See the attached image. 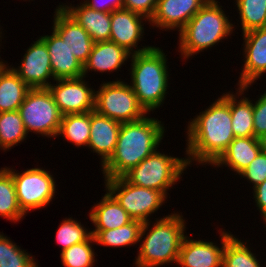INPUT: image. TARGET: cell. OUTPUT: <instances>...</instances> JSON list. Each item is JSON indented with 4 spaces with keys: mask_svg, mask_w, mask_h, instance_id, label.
<instances>
[{
    "mask_svg": "<svg viewBox=\"0 0 266 267\" xmlns=\"http://www.w3.org/2000/svg\"><path fill=\"white\" fill-rule=\"evenodd\" d=\"M239 176L252 183V189L261 184L266 179V151L262 150Z\"/></svg>",
    "mask_w": 266,
    "mask_h": 267,
    "instance_id": "35",
    "label": "cell"
},
{
    "mask_svg": "<svg viewBox=\"0 0 266 267\" xmlns=\"http://www.w3.org/2000/svg\"><path fill=\"white\" fill-rule=\"evenodd\" d=\"M243 37V68L239 73L237 87L256 83L266 73V27L241 35Z\"/></svg>",
    "mask_w": 266,
    "mask_h": 267,
    "instance_id": "15",
    "label": "cell"
},
{
    "mask_svg": "<svg viewBox=\"0 0 266 267\" xmlns=\"http://www.w3.org/2000/svg\"><path fill=\"white\" fill-rule=\"evenodd\" d=\"M0 30H1V31H0V42L2 43V39H3L2 36H4V35H2V34H3V33H2V30H3V29H2V27H1V25H0ZM1 43H0V47H1Z\"/></svg>",
    "mask_w": 266,
    "mask_h": 267,
    "instance_id": "42",
    "label": "cell"
},
{
    "mask_svg": "<svg viewBox=\"0 0 266 267\" xmlns=\"http://www.w3.org/2000/svg\"><path fill=\"white\" fill-rule=\"evenodd\" d=\"M143 222L132 220L127 225L110 230H92L96 244L102 247L121 248L138 245Z\"/></svg>",
    "mask_w": 266,
    "mask_h": 267,
    "instance_id": "26",
    "label": "cell"
},
{
    "mask_svg": "<svg viewBox=\"0 0 266 267\" xmlns=\"http://www.w3.org/2000/svg\"><path fill=\"white\" fill-rule=\"evenodd\" d=\"M259 138L235 137L212 167H229L239 175L262 151Z\"/></svg>",
    "mask_w": 266,
    "mask_h": 267,
    "instance_id": "22",
    "label": "cell"
},
{
    "mask_svg": "<svg viewBox=\"0 0 266 267\" xmlns=\"http://www.w3.org/2000/svg\"><path fill=\"white\" fill-rule=\"evenodd\" d=\"M257 99L253 103V128L254 137L259 138L266 133V91Z\"/></svg>",
    "mask_w": 266,
    "mask_h": 267,
    "instance_id": "36",
    "label": "cell"
},
{
    "mask_svg": "<svg viewBox=\"0 0 266 267\" xmlns=\"http://www.w3.org/2000/svg\"><path fill=\"white\" fill-rule=\"evenodd\" d=\"M26 49L20 66L11 68L31 88H48L55 80L46 44L38 37ZM52 80V82L50 80Z\"/></svg>",
    "mask_w": 266,
    "mask_h": 267,
    "instance_id": "13",
    "label": "cell"
},
{
    "mask_svg": "<svg viewBox=\"0 0 266 267\" xmlns=\"http://www.w3.org/2000/svg\"><path fill=\"white\" fill-rule=\"evenodd\" d=\"M59 5L88 32L94 42L110 41L111 13L90 9L81 2Z\"/></svg>",
    "mask_w": 266,
    "mask_h": 267,
    "instance_id": "21",
    "label": "cell"
},
{
    "mask_svg": "<svg viewBox=\"0 0 266 267\" xmlns=\"http://www.w3.org/2000/svg\"><path fill=\"white\" fill-rule=\"evenodd\" d=\"M50 35L39 38L46 44L51 61L54 79L80 78L83 76V65L67 47L66 41L52 29Z\"/></svg>",
    "mask_w": 266,
    "mask_h": 267,
    "instance_id": "19",
    "label": "cell"
},
{
    "mask_svg": "<svg viewBox=\"0 0 266 267\" xmlns=\"http://www.w3.org/2000/svg\"><path fill=\"white\" fill-rule=\"evenodd\" d=\"M104 188L120 204L133 220L150 221L152 214L167 203L161 192L128 183L123 177L104 178Z\"/></svg>",
    "mask_w": 266,
    "mask_h": 267,
    "instance_id": "9",
    "label": "cell"
},
{
    "mask_svg": "<svg viewBox=\"0 0 266 267\" xmlns=\"http://www.w3.org/2000/svg\"><path fill=\"white\" fill-rule=\"evenodd\" d=\"M28 134L19 111L0 112V150L9 151L24 142Z\"/></svg>",
    "mask_w": 266,
    "mask_h": 267,
    "instance_id": "30",
    "label": "cell"
},
{
    "mask_svg": "<svg viewBox=\"0 0 266 267\" xmlns=\"http://www.w3.org/2000/svg\"><path fill=\"white\" fill-rule=\"evenodd\" d=\"M4 168L12 175L18 204L25 215L31 210L45 208L55 198L57 180L50 171L38 165L23 172L9 166Z\"/></svg>",
    "mask_w": 266,
    "mask_h": 267,
    "instance_id": "8",
    "label": "cell"
},
{
    "mask_svg": "<svg viewBox=\"0 0 266 267\" xmlns=\"http://www.w3.org/2000/svg\"><path fill=\"white\" fill-rule=\"evenodd\" d=\"M25 216L27 215L22 212L18 204L12 175L2 167L0 169V217L16 223Z\"/></svg>",
    "mask_w": 266,
    "mask_h": 267,
    "instance_id": "28",
    "label": "cell"
},
{
    "mask_svg": "<svg viewBox=\"0 0 266 267\" xmlns=\"http://www.w3.org/2000/svg\"><path fill=\"white\" fill-rule=\"evenodd\" d=\"M18 111L27 134L57 137L62 114L48 88L30 89Z\"/></svg>",
    "mask_w": 266,
    "mask_h": 267,
    "instance_id": "10",
    "label": "cell"
},
{
    "mask_svg": "<svg viewBox=\"0 0 266 267\" xmlns=\"http://www.w3.org/2000/svg\"><path fill=\"white\" fill-rule=\"evenodd\" d=\"M162 48L153 46L150 50L131 54L130 86L137 96L139 104L150 114L164 104L169 94V70Z\"/></svg>",
    "mask_w": 266,
    "mask_h": 267,
    "instance_id": "4",
    "label": "cell"
},
{
    "mask_svg": "<svg viewBox=\"0 0 266 267\" xmlns=\"http://www.w3.org/2000/svg\"><path fill=\"white\" fill-rule=\"evenodd\" d=\"M183 218L182 212L173 211L161 218H155V222L151 219L144 222L140 233L139 251L133 265L160 267L170 263L177 264L179 250L187 235V222Z\"/></svg>",
    "mask_w": 266,
    "mask_h": 267,
    "instance_id": "3",
    "label": "cell"
},
{
    "mask_svg": "<svg viewBox=\"0 0 266 267\" xmlns=\"http://www.w3.org/2000/svg\"><path fill=\"white\" fill-rule=\"evenodd\" d=\"M157 0H123V9L145 16L148 20L153 16Z\"/></svg>",
    "mask_w": 266,
    "mask_h": 267,
    "instance_id": "37",
    "label": "cell"
},
{
    "mask_svg": "<svg viewBox=\"0 0 266 267\" xmlns=\"http://www.w3.org/2000/svg\"><path fill=\"white\" fill-rule=\"evenodd\" d=\"M164 122L145 115L143 118L121 124L113 154L101 166L104 177H122L154 153L165 137Z\"/></svg>",
    "mask_w": 266,
    "mask_h": 267,
    "instance_id": "2",
    "label": "cell"
},
{
    "mask_svg": "<svg viewBox=\"0 0 266 267\" xmlns=\"http://www.w3.org/2000/svg\"><path fill=\"white\" fill-rule=\"evenodd\" d=\"M225 93L188 121L185 157L190 167L194 162L202 166L212 165L235 138L230 92Z\"/></svg>",
    "mask_w": 266,
    "mask_h": 267,
    "instance_id": "1",
    "label": "cell"
},
{
    "mask_svg": "<svg viewBox=\"0 0 266 267\" xmlns=\"http://www.w3.org/2000/svg\"><path fill=\"white\" fill-rule=\"evenodd\" d=\"M0 232V267H40L35 256Z\"/></svg>",
    "mask_w": 266,
    "mask_h": 267,
    "instance_id": "32",
    "label": "cell"
},
{
    "mask_svg": "<svg viewBox=\"0 0 266 267\" xmlns=\"http://www.w3.org/2000/svg\"><path fill=\"white\" fill-rule=\"evenodd\" d=\"M131 53L125 48L118 46L112 41L95 42L86 63L83 65V77H88V73L100 72L113 73L121 69L122 65L130 61Z\"/></svg>",
    "mask_w": 266,
    "mask_h": 267,
    "instance_id": "20",
    "label": "cell"
},
{
    "mask_svg": "<svg viewBox=\"0 0 266 267\" xmlns=\"http://www.w3.org/2000/svg\"><path fill=\"white\" fill-rule=\"evenodd\" d=\"M96 245L94 237L91 235L86 241L72 245L60 253L63 267H94L97 262L93 245Z\"/></svg>",
    "mask_w": 266,
    "mask_h": 267,
    "instance_id": "33",
    "label": "cell"
},
{
    "mask_svg": "<svg viewBox=\"0 0 266 267\" xmlns=\"http://www.w3.org/2000/svg\"><path fill=\"white\" fill-rule=\"evenodd\" d=\"M95 111L120 123L136 121L148 115L131 86L121 78L102 81L96 90Z\"/></svg>",
    "mask_w": 266,
    "mask_h": 267,
    "instance_id": "7",
    "label": "cell"
},
{
    "mask_svg": "<svg viewBox=\"0 0 266 267\" xmlns=\"http://www.w3.org/2000/svg\"><path fill=\"white\" fill-rule=\"evenodd\" d=\"M208 0H157L148 25L162 31H180Z\"/></svg>",
    "mask_w": 266,
    "mask_h": 267,
    "instance_id": "16",
    "label": "cell"
},
{
    "mask_svg": "<svg viewBox=\"0 0 266 267\" xmlns=\"http://www.w3.org/2000/svg\"><path fill=\"white\" fill-rule=\"evenodd\" d=\"M219 230L221 246L213 241L195 240L186 235L179 250L178 267H222L225 243L233 234L223 228Z\"/></svg>",
    "mask_w": 266,
    "mask_h": 267,
    "instance_id": "12",
    "label": "cell"
},
{
    "mask_svg": "<svg viewBox=\"0 0 266 267\" xmlns=\"http://www.w3.org/2000/svg\"><path fill=\"white\" fill-rule=\"evenodd\" d=\"M89 219L94 225L93 230L115 229L133 220L107 190L101 200L90 208Z\"/></svg>",
    "mask_w": 266,
    "mask_h": 267,
    "instance_id": "23",
    "label": "cell"
},
{
    "mask_svg": "<svg viewBox=\"0 0 266 267\" xmlns=\"http://www.w3.org/2000/svg\"><path fill=\"white\" fill-rule=\"evenodd\" d=\"M53 15V29L63 41H66L70 52L84 65L90 56L94 41L88 32L80 26L60 5Z\"/></svg>",
    "mask_w": 266,
    "mask_h": 267,
    "instance_id": "17",
    "label": "cell"
},
{
    "mask_svg": "<svg viewBox=\"0 0 266 267\" xmlns=\"http://www.w3.org/2000/svg\"><path fill=\"white\" fill-rule=\"evenodd\" d=\"M222 8L219 1L208 0L179 31L177 52L181 53L182 60L188 61L194 55L212 49L234 33L235 23L232 24Z\"/></svg>",
    "mask_w": 266,
    "mask_h": 267,
    "instance_id": "5",
    "label": "cell"
},
{
    "mask_svg": "<svg viewBox=\"0 0 266 267\" xmlns=\"http://www.w3.org/2000/svg\"><path fill=\"white\" fill-rule=\"evenodd\" d=\"M8 65H9L8 62L1 59V57H0V74Z\"/></svg>",
    "mask_w": 266,
    "mask_h": 267,
    "instance_id": "41",
    "label": "cell"
},
{
    "mask_svg": "<svg viewBox=\"0 0 266 267\" xmlns=\"http://www.w3.org/2000/svg\"><path fill=\"white\" fill-rule=\"evenodd\" d=\"M253 198L255 203L254 204L259 211L260 218L263 222L266 220V179L259 185L253 188L252 190Z\"/></svg>",
    "mask_w": 266,
    "mask_h": 267,
    "instance_id": "39",
    "label": "cell"
},
{
    "mask_svg": "<svg viewBox=\"0 0 266 267\" xmlns=\"http://www.w3.org/2000/svg\"><path fill=\"white\" fill-rule=\"evenodd\" d=\"M187 167L189 165L186 157L171 156L158 148L122 177L132 185L161 191L168 197L169 189L174 187L179 179L181 181Z\"/></svg>",
    "mask_w": 266,
    "mask_h": 267,
    "instance_id": "6",
    "label": "cell"
},
{
    "mask_svg": "<svg viewBox=\"0 0 266 267\" xmlns=\"http://www.w3.org/2000/svg\"><path fill=\"white\" fill-rule=\"evenodd\" d=\"M145 22V23H144ZM149 20L136 12L126 9L114 10L111 12V34L110 41L125 48L131 54L143 53L153 46L145 45L140 48L139 42L145 34L144 24ZM135 48V49H134Z\"/></svg>",
    "mask_w": 266,
    "mask_h": 267,
    "instance_id": "14",
    "label": "cell"
},
{
    "mask_svg": "<svg viewBox=\"0 0 266 267\" xmlns=\"http://www.w3.org/2000/svg\"><path fill=\"white\" fill-rule=\"evenodd\" d=\"M58 136L64 137L77 148L87 147L90 139V112L62 115Z\"/></svg>",
    "mask_w": 266,
    "mask_h": 267,
    "instance_id": "27",
    "label": "cell"
},
{
    "mask_svg": "<svg viewBox=\"0 0 266 267\" xmlns=\"http://www.w3.org/2000/svg\"><path fill=\"white\" fill-rule=\"evenodd\" d=\"M252 86L237 87L236 93L230 91V114L232 130L235 137H254L253 128V101L246 97V91ZM246 96H245V95ZM242 96V97H241Z\"/></svg>",
    "mask_w": 266,
    "mask_h": 267,
    "instance_id": "24",
    "label": "cell"
},
{
    "mask_svg": "<svg viewBox=\"0 0 266 267\" xmlns=\"http://www.w3.org/2000/svg\"><path fill=\"white\" fill-rule=\"evenodd\" d=\"M248 242L232 235L225 243L222 267H262Z\"/></svg>",
    "mask_w": 266,
    "mask_h": 267,
    "instance_id": "29",
    "label": "cell"
},
{
    "mask_svg": "<svg viewBox=\"0 0 266 267\" xmlns=\"http://www.w3.org/2000/svg\"><path fill=\"white\" fill-rule=\"evenodd\" d=\"M11 66L0 74V112L17 111L31 89Z\"/></svg>",
    "mask_w": 266,
    "mask_h": 267,
    "instance_id": "25",
    "label": "cell"
},
{
    "mask_svg": "<svg viewBox=\"0 0 266 267\" xmlns=\"http://www.w3.org/2000/svg\"><path fill=\"white\" fill-rule=\"evenodd\" d=\"M81 2L90 9L103 12L111 13L123 9V0H81Z\"/></svg>",
    "mask_w": 266,
    "mask_h": 267,
    "instance_id": "38",
    "label": "cell"
},
{
    "mask_svg": "<svg viewBox=\"0 0 266 267\" xmlns=\"http://www.w3.org/2000/svg\"><path fill=\"white\" fill-rule=\"evenodd\" d=\"M53 82L48 86V90L62 115L95 110L96 90L83 76L56 79Z\"/></svg>",
    "mask_w": 266,
    "mask_h": 267,
    "instance_id": "11",
    "label": "cell"
},
{
    "mask_svg": "<svg viewBox=\"0 0 266 267\" xmlns=\"http://www.w3.org/2000/svg\"><path fill=\"white\" fill-rule=\"evenodd\" d=\"M261 148L266 151V133L259 137Z\"/></svg>",
    "mask_w": 266,
    "mask_h": 267,
    "instance_id": "40",
    "label": "cell"
},
{
    "mask_svg": "<svg viewBox=\"0 0 266 267\" xmlns=\"http://www.w3.org/2000/svg\"><path fill=\"white\" fill-rule=\"evenodd\" d=\"M121 124L95 110L90 111V139L87 148L100 157V166L113 154Z\"/></svg>",
    "mask_w": 266,
    "mask_h": 267,
    "instance_id": "18",
    "label": "cell"
},
{
    "mask_svg": "<svg viewBox=\"0 0 266 267\" xmlns=\"http://www.w3.org/2000/svg\"><path fill=\"white\" fill-rule=\"evenodd\" d=\"M242 34L266 27V0H234Z\"/></svg>",
    "mask_w": 266,
    "mask_h": 267,
    "instance_id": "31",
    "label": "cell"
},
{
    "mask_svg": "<svg viewBox=\"0 0 266 267\" xmlns=\"http://www.w3.org/2000/svg\"><path fill=\"white\" fill-rule=\"evenodd\" d=\"M91 229L84 227L76 218L66 217L56 230V243L61 247V251L68 249L72 245L86 241L91 236Z\"/></svg>",
    "mask_w": 266,
    "mask_h": 267,
    "instance_id": "34",
    "label": "cell"
}]
</instances>
